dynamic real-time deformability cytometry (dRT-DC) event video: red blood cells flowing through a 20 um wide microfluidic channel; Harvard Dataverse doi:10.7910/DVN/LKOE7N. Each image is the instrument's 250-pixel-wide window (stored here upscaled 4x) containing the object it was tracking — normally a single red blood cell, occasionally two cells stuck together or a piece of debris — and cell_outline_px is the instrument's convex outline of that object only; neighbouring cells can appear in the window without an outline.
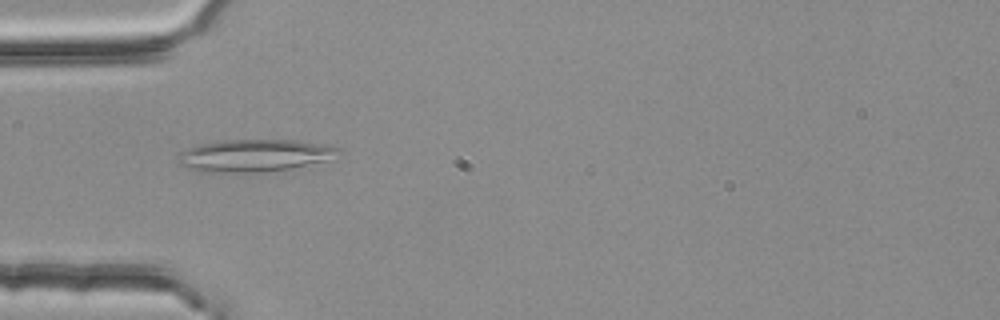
{"species": "common noctule bat (a hibernating species)", "species_latin": "Nyctalus noctula", "temperature_condition": "room temperature", "stored_images_in_passage": 3, "camera_frame_rate_fps": 3000, "um_per_image_px": 0.085, "animal": {"sex": "female", "body_mass_g": 25.1}, "frame": {"image": 1, "passage_image": 2, "time_ms": 0.333, "image_size_px": [1000, 320], "cell_outline_px": [[340, 152], [324, 160], [292, 168], [248, 172], [208, 172], [188, 168], [176, 164], [176, 160], [180, 152], [184, 148], [196, 144], [224, 140], [296, 140], [324, 144], [340, 148]], "centroid_in_image_um": [21.51, 13.2], "position_along_channel_um": 63.5, "area_um2": 30.0}}